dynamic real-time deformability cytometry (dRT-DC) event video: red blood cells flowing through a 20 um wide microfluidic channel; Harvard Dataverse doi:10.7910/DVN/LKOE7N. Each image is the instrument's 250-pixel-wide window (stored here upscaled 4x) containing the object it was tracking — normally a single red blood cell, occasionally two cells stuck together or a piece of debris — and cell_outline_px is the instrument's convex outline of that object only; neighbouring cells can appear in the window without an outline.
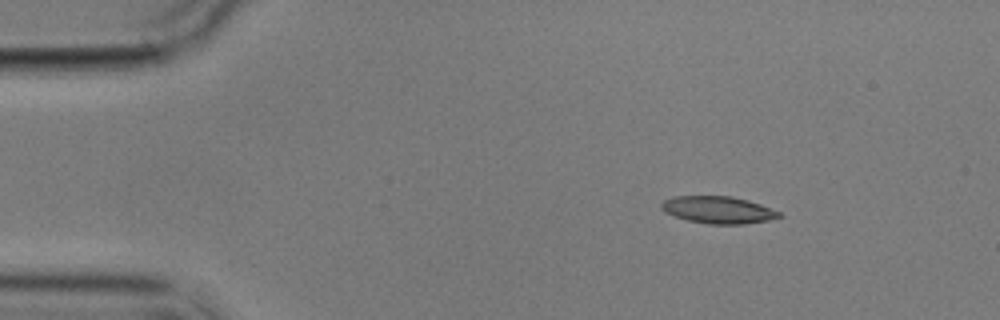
{"species": "common noctule bat (a hibernating species)", "species_latin": "Nyctalus noctula", "temperature_condition": "cold", "stored_images_in_passage": 7, "camera_frame_rate_fps": 3000, "um_per_image_px": 0.085, "animal": {"sex": "male", "body_mass_g": 17.9}, "frame": {"image": 1, "passage_image": 2, "time_ms": 1.333, "image_size_px": [1000, 320], "cell_outline_px": [[784, 216], [768, 220], [744, 224], [708, 224], [688, 220], [664, 212], [660, 208], [660, 204], [664, 200], [676, 196], [732, 196], [748, 200], [760, 204], [780, 212]], "centroid_in_image_um": [61.05, 17.84], "position_along_channel_um": 24.0, "area_um2": 18.61}}
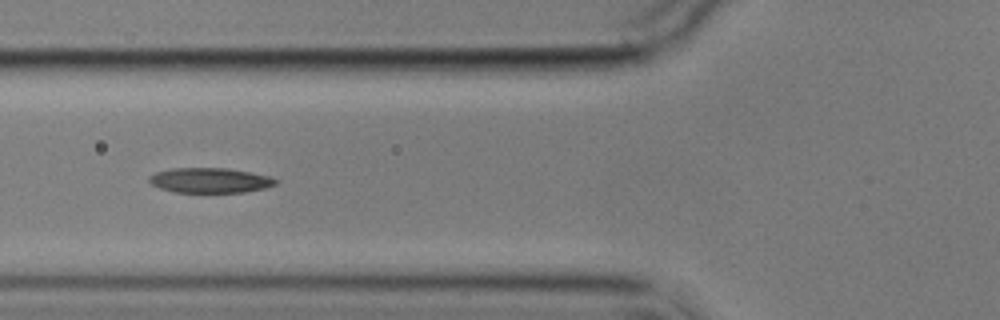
{"frame": {"image": 2, "passage_image": 5, "time_ms": 5.667, "image_size_px": [1000, 320], "cell_outline_px": [[280, 180], [276, 184], [264, 188], [244, 192], [176, 192], [160, 188], [152, 184], [148, 180], [148, 176], [156, 172], [172, 168], [228, 168], [252, 172], [272, 176]], "centroid_in_image_um": [17.89, 15.32], "position_along_channel_um": 107.9, "area_um2": 18.55}}
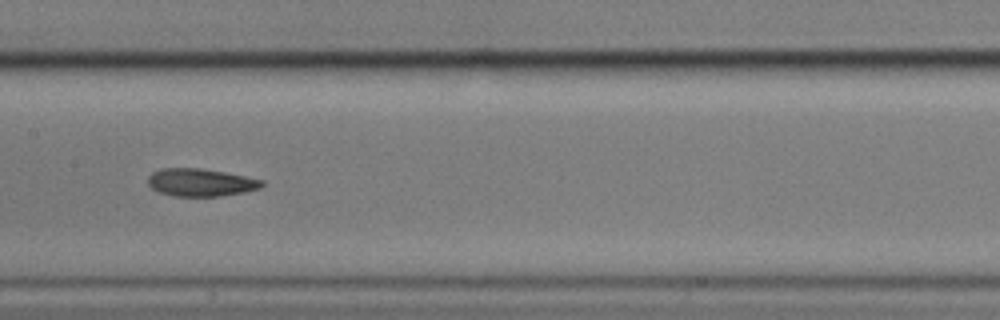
{"frame": {"image": 3, "passage_image": 7, "time_ms": 8.0, "image_size_px": [1000, 320], "cell_outline_px": [[264, 184], [260, 188], [244, 192], [220, 196], [172, 196], [160, 192], [152, 188], [148, 184], [148, 176], [152, 172], [160, 168], [200, 168], [224, 172], [264, 180]], "centroid_in_image_um": [17.04, 15.5], "position_along_channel_um": 190.4, "area_um2": 18.38}}